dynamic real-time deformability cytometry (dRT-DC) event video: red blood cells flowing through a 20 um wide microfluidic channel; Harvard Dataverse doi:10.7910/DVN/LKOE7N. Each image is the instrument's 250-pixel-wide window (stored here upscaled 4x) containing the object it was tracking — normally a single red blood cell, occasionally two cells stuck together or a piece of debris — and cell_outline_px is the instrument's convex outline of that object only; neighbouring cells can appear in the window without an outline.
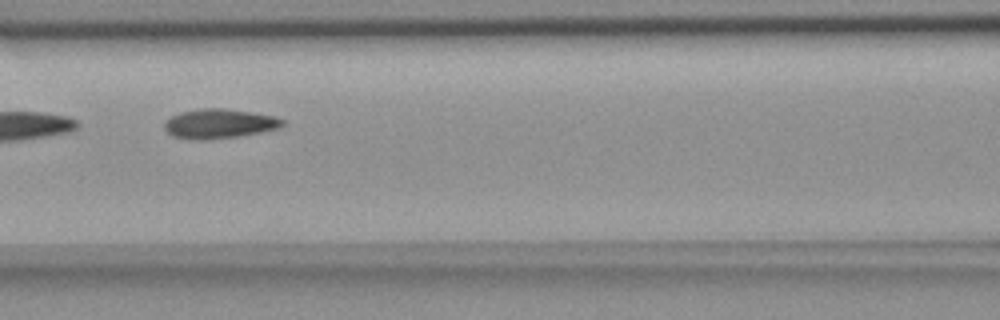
{"species": "common noctule bat (a hibernating species)", "species_latin": "Nyctalus noctula", "temperature_condition": "room temperature", "stored_images_in_passage": 10, "camera_frame_rate_fps": 3000, "um_per_image_px": 0.085, "animal": {"sex": "female", "body_mass_g": 18.4}, "frame": {"image": 1, "passage_image": 6, "time_ms": 6.667, "image_size_px": [1000, 320], "cell_outline_px": [[284, 124], [280, 128], [240, 136], [204, 140], [188, 140], [172, 136], [164, 128], [164, 120], [180, 112], [200, 108], [224, 108], [276, 116], [284, 120]], "centroid_in_image_um": [18.61, 10.52], "position_along_channel_um": 148.0, "area_um2": 20.52}}
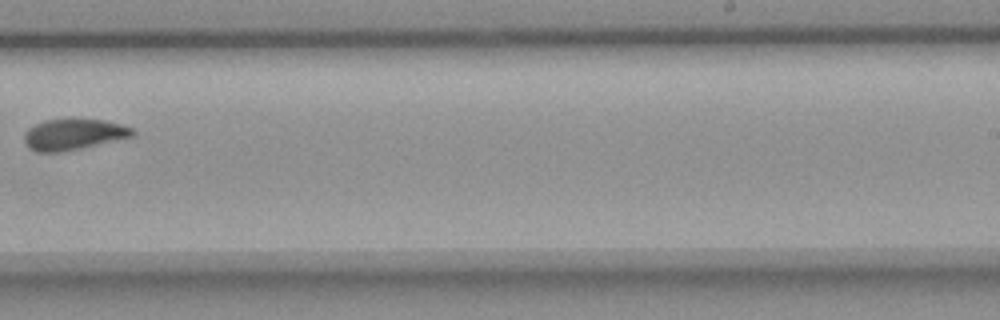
{"frame": {"image": 2, "passage_image": 9, "time_ms": 10.333, "image_size_px": [1000, 320], "cell_outline_px": [[136, 132], [132, 136], [80, 148], [60, 152], [36, 152], [28, 148], [24, 144], [24, 132], [28, 128], [44, 120], [72, 116], [104, 120], [120, 124], [132, 128]], "centroid_in_image_um": [6.19, 11.38], "position_along_channel_um": 282.8, "area_um2": 20.11}}
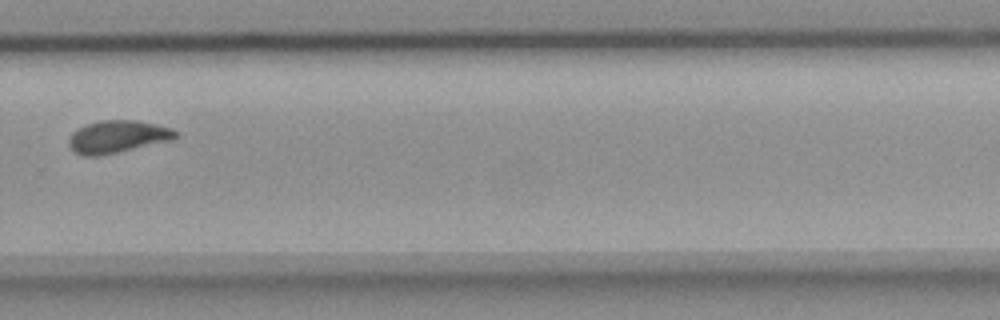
{"frame": {"image": 3, "passage_image": 10, "time_ms": 11.333, "image_size_px": [1000, 320], "cell_outline_px": [[180, 136], [172, 140], [116, 152], [96, 156], [84, 156], [76, 152], [68, 144], [68, 140], [72, 132], [76, 128], [84, 124], [100, 120], [136, 120], [156, 124], [172, 128], [180, 132]], "centroid_in_image_um": [10.01, 11.59], "position_along_channel_um": 319.8, "area_um2": 20.29}}